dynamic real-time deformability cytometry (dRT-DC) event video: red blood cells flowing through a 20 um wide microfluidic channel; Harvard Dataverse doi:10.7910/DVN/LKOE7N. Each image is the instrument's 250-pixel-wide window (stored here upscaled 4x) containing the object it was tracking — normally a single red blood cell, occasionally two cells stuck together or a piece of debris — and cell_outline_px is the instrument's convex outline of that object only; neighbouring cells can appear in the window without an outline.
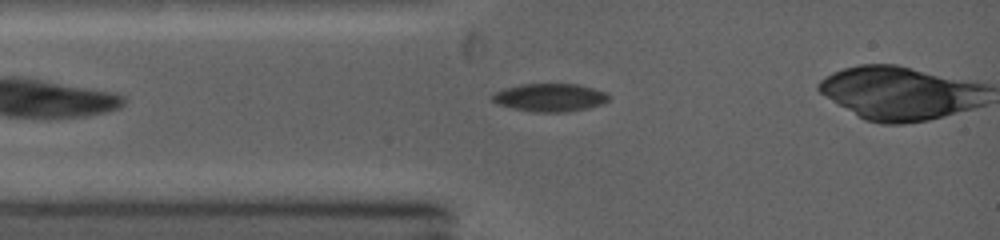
{"species": "common noctule bat (a hibernating species)", "species_latin": "Nyctalus noctula", "temperature_condition": "warm", "stored_images_in_passage": 3, "camera_frame_rate_fps": 5000, "um_per_image_px": 0.085, "animal": {"sex": "female", "body_mass_g": 19.0, "forearm_length_mm": 53.3}, "frame": {"image": 1, "passage_image": 1, "time_ms": 0.0, "image_size_px": [1000, 240], "cell_outline_px": [[608, 100], [600, 104], [568, 112], [536, 112], [512, 108], [500, 104], [492, 100], [492, 96], [496, 92], [508, 88], [524, 84], [576, 84], [592, 88], [604, 92], [608, 96]], "centroid_in_image_um": [46.74, 8.29], "position_along_channel_um": 38.3, "area_um2": 18.44}}